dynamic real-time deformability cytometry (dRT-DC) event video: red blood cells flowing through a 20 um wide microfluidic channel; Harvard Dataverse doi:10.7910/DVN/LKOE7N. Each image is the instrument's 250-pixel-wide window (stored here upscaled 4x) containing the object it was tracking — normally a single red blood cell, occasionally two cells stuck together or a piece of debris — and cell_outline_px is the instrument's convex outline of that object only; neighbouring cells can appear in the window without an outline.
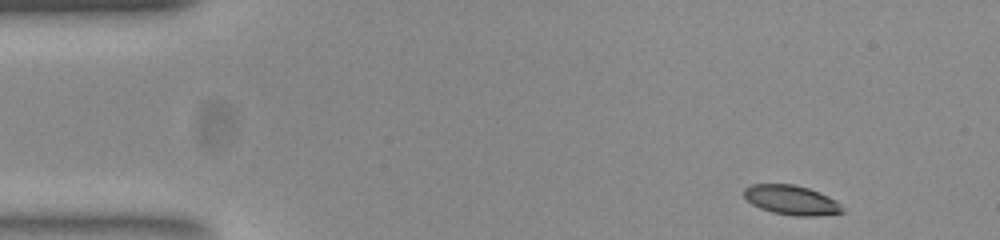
{"species": "common noctule bat (a hibernating species)", "species_latin": "Nyctalus noctula", "temperature_condition": "room temperature", "stored_images_in_passage": 8, "camera_frame_rate_fps": 3000, "um_per_image_px": 0.085, "animal": {"sex": "female", "body_mass_g": 23.0, "forearm_length_mm": 53.4}, "frame": {"image": 1, "passage_image": 1, "time_ms": 0.0, "image_size_px": [1000, 240], "cell_outline_px": [[844, 212], [816, 216], [796, 216], [772, 212], [760, 208], [752, 204], [744, 196], [744, 188], [752, 184], [792, 184], [808, 188], [828, 196], [836, 200], [844, 208]], "centroid_in_image_um": [67.28, 17.01], "position_along_channel_um": 17.7, "area_um2": 16.88}}